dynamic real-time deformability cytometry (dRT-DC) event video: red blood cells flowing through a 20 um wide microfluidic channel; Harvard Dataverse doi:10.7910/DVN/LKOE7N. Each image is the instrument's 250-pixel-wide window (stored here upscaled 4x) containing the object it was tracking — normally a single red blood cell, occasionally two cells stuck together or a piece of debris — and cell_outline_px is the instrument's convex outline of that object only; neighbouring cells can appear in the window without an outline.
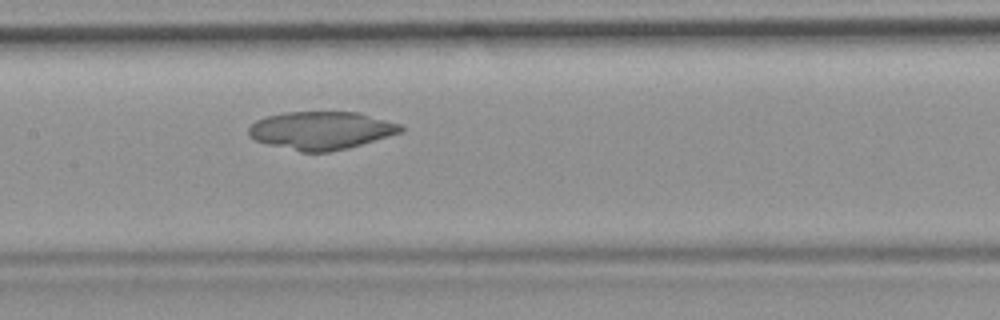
{"species": "common noctule bat (a hibernating species)", "species_latin": "Nyctalus noctula", "temperature_condition": "room temperature", "stored_images_in_passage": 49, "camera_frame_rate_fps": 3000, "um_per_image_px": 0.085, "animal": {"sex": "female", "body_mass_g": 19.9}, "frame": {"image": 1, "passage_image": 22, "time_ms": 7.0, "image_size_px": [1000, 320], "cell_outline_px": [[404, 128], [400, 132], [388, 136], [348, 148], [328, 152], [300, 152], [268, 144], [256, 140], [248, 132], [248, 128], [256, 120], [264, 116], [284, 112], [360, 112], [400, 124]], "centroid_in_image_um": [27.28, 11.08], "position_along_channel_um": 180.1, "area_um2": 33.52}}